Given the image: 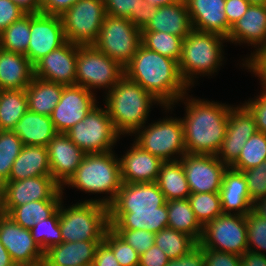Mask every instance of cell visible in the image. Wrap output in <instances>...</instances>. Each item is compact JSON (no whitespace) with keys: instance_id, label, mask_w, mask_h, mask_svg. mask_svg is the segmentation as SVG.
<instances>
[{"instance_id":"obj_7","label":"cell","mask_w":266,"mask_h":266,"mask_svg":"<svg viewBox=\"0 0 266 266\" xmlns=\"http://www.w3.org/2000/svg\"><path fill=\"white\" fill-rule=\"evenodd\" d=\"M63 202L58 208L63 242L104 240L110 228L107 206L94 201H80L66 208Z\"/></svg>"},{"instance_id":"obj_27","label":"cell","mask_w":266,"mask_h":266,"mask_svg":"<svg viewBox=\"0 0 266 266\" xmlns=\"http://www.w3.org/2000/svg\"><path fill=\"white\" fill-rule=\"evenodd\" d=\"M102 241L62 242L44 252L43 266L92 265Z\"/></svg>"},{"instance_id":"obj_37","label":"cell","mask_w":266,"mask_h":266,"mask_svg":"<svg viewBox=\"0 0 266 266\" xmlns=\"http://www.w3.org/2000/svg\"><path fill=\"white\" fill-rule=\"evenodd\" d=\"M154 244L172 260L187 254L198 243L191 236L167 227L155 234Z\"/></svg>"},{"instance_id":"obj_49","label":"cell","mask_w":266,"mask_h":266,"mask_svg":"<svg viewBox=\"0 0 266 266\" xmlns=\"http://www.w3.org/2000/svg\"><path fill=\"white\" fill-rule=\"evenodd\" d=\"M204 250V266H241V256L227 252Z\"/></svg>"},{"instance_id":"obj_61","label":"cell","mask_w":266,"mask_h":266,"mask_svg":"<svg viewBox=\"0 0 266 266\" xmlns=\"http://www.w3.org/2000/svg\"><path fill=\"white\" fill-rule=\"evenodd\" d=\"M254 210L263 218L266 219V197L262 200H259L254 204Z\"/></svg>"},{"instance_id":"obj_42","label":"cell","mask_w":266,"mask_h":266,"mask_svg":"<svg viewBox=\"0 0 266 266\" xmlns=\"http://www.w3.org/2000/svg\"><path fill=\"white\" fill-rule=\"evenodd\" d=\"M23 142L12 130L0 132V175L9 179L12 165L23 148Z\"/></svg>"},{"instance_id":"obj_35","label":"cell","mask_w":266,"mask_h":266,"mask_svg":"<svg viewBox=\"0 0 266 266\" xmlns=\"http://www.w3.org/2000/svg\"><path fill=\"white\" fill-rule=\"evenodd\" d=\"M28 111L26 90H0V126L2 130H12L20 118Z\"/></svg>"},{"instance_id":"obj_25","label":"cell","mask_w":266,"mask_h":266,"mask_svg":"<svg viewBox=\"0 0 266 266\" xmlns=\"http://www.w3.org/2000/svg\"><path fill=\"white\" fill-rule=\"evenodd\" d=\"M223 213L247 215L254 209L242 171L227 167L219 190Z\"/></svg>"},{"instance_id":"obj_63","label":"cell","mask_w":266,"mask_h":266,"mask_svg":"<svg viewBox=\"0 0 266 266\" xmlns=\"http://www.w3.org/2000/svg\"><path fill=\"white\" fill-rule=\"evenodd\" d=\"M7 179L0 175V200L3 202L6 196Z\"/></svg>"},{"instance_id":"obj_28","label":"cell","mask_w":266,"mask_h":266,"mask_svg":"<svg viewBox=\"0 0 266 266\" xmlns=\"http://www.w3.org/2000/svg\"><path fill=\"white\" fill-rule=\"evenodd\" d=\"M34 77V66L26 55L0 48V90L26 89Z\"/></svg>"},{"instance_id":"obj_41","label":"cell","mask_w":266,"mask_h":266,"mask_svg":"<svg viewBox=\"0 0 266 266\" xmlns=\"http://www.w3.org/2000/svg\"><path fill=\"white\" fill-rule=\"evenodd\" d=\"M30 231L34 241L43 252L54 245L61 244L63 239L59 226V209L48 219L35 224Z\"/></svg>"},{"instance_id":"obj_58","label":"cell","mask_w":266,"mask_h":266,"mask_svg":"<svg viewBox=\"0 0 266 266\" xmlns=\"http://www.w3.org/2000/svg\"><path fill=\"white\" fill-rule=\"evenodd\" d=\"M241 266H266V254L246 251L241 256Z\"/></svg>"},{"instance_id":"obj_20","label":"cell","mask_w":266,"mask_h":266,"mask_svg":"<svg viewBox=\"0 0 266 266\" xmlns=\"http://www.w3.org/2000/svg\"><path fill=\"white\" fill-rule=\"evenodd\" d=\"M63 190L51 175L7 181L3 206H21L38 200H63Z\"/></svg>"},{"instance_id":"obj_1","label":"cell","mask_w":266,"mask_h":266,"mask_svg":"<svg viewBox=\"0 0 266 266\" xmlns=\"http://www.w3.org/2000/svg\"><path fill=\"white\" fill-rule=\"evenodd\" d=\"M166 199L157 182L122 183L108 206L113 230H146L156 234L168 227Z\"/></svg>"},{"instance_id":"obj_23","label":"cell","mask_w":266,"mask_h":266,"mask_svg":"<svg viewBox=\"0 0 266 266\" xmlns=\"http://www.w3.org/2000/svg\"><path fill=\"white\" fill-rule=\"evenodd\" d=\"M126 152L119 158L122 183L157 182L163 163L161 159L135 142Z\"/></svg>"},{"instance_id":"obj_56","label":"cell","mask_w":266,"mask_h":266,"mask_svg":"<svg viewBox=\"0 0 266 266\" xmlns=\"http://www.w3.org/2000/svg\"><path fill=\"white\" fill-rule=\"evenodd\" d=\"M255 74L260 82L266 81V45L244 66Z\"/></svg>"},{"instance_id":"obj_65","label":"cell","mask_w":266,"mask_h":266,"mask_svg":"<svg viewBox=\"0 0 266 266\" xmlns=\"http://www.w3.org/2000/svg\"><path fill=\"white\" fill-rule=\"evenodd\" d=\"M5 215L3 202L0 200V219Z\"/></svg>"},{"instance_id":"obj_53","label":"cell","mask_w":266,"mask_h":266,"mask_svg":"<svg viewBox=\"0 0 266 266\" xmlns=\"http://www.w3.org/2000/svg\"><path fill=\"white\" fill-rule=\"evenodd\" d=\"M168 256L155 244L139 256V266H166Z\"/></svg>"},{"instance_id":"obj_33","label":"cell","mask_w":266,"mask_h":266,"mask_svg":"<svg viewBox=\"0 0 266 266\" xmlns=\"http://www.w3.org/2000/svg\"><path fill=\"white\" fill-rule=\"evenodd\" d=\"M157 184L166 201L187 199L191 194L180 160L166 161L160 168Z\"/></svg>"},{"instance_id":"obj_62","label":"cell","mask_w":266,"mask_h":266,"mask_svg":"<svg viewBox=\"0 0 266 266\" xmlns=\"http://www.w3.org/2000/svg\"><path fill=\"white\" fill-rule=\"evenodd\" d=\"M144 1L152 4L153 6L160 7L163 5L173 4V3L180 1V0H144Z\"/></svg>"},{"instance_id":"obj_24","label":"cell","mask_w":266,"mask_h":266,"mask_svg":"<svg viewBox=\"0 0 266 266\" xmlns=\"http://www.w3.org/2000/svg\"><path fill=\"white\" fill-rule=\"evenodd\" d=\"M194 30L228 38V21L224 13L226 0H184Z\"/></svg>"},{"instance_id":"obj_26","label":"cell","mask_w":266,"mask_h":266,"mask_svg":"<svg viewBox=\"0 0 266 266\" xmlns=\"http://www.w3.org/2000/svg\"><path fill=\"white\" fill-rule=\"evenodd\" d=\"M193 30L184 0L157 7L156 15L141 31L165 32L183 39Z\"/></svg>"},{"instance_id":"obj_50","label":"cell","mask_w":266,"mask_h":266,"mask_svg":"<svg viewBox=\"0 0 266 266\" xmlns=\"http://www.w3.org/2000/svg\"><path fill=\"white\" fill-rule=\"evenodd\" d=\"M25 14L11 0H0V33Z\"/></svg>"},{"instance_id":"obj_13","label":"cell","mask_w":266,"mask_h":266,"mask_svg":"<svg viewBox=\"0 0 266 266\" xmlns=\"http://www.w3.org/2000/svg\"><path fill=\"white\" fill-rule=\"evenodd\" d=\"M106 17L104 0H80L64 12L62 21L66 41L92 45Z\"/></svg>"},{"instance_id":"obj_4","label":"cell","mask_w":266,"mask_h":266,"mask_svg":"<svg viewBox=\"0 0 266 266\" xmlns=\"http://www.w3.org/2000/svg\"><path fill=\"white\" fill-rule=\"evenodd\" d=\"M104 99L114 128L120 136H132L146 125L153 104L162 107L149 92L125 75L107 92Z\"/></svg>"},{"instance_id":"obj_14","label":"cell","mask_w":266,"mask_h":266,"mask_svg":"<svg viewBox=\"0 0 266 266\" xmlns=\"http://www.w3.org/2000/svg\"><path fill=\"white\" fill-rule=\"evenodd\" d=\"M180 161L191 193H219L228 166L217 155L186 153Z\"/></svg>"},{"instance_id":"obj_30","label":"cell","mask_w":266,"mask_h":266,"mask_svg":"<svg viewBox=\"0 0 266 266\" xmlns=\"http://www.w3.org/2000/svg\"><path fill=\"white\" fill-rule=\"evenodd\" d=\"M12 131L21 139L23 145L47 147L57 134L50 116H43L28 110L16 123Z\"/></svg>"},{"instance_id":"obj_60","label":"cell","mask_w":266,"mask_h":266,"mask_svg":"<svg viewBox=\"0 0 266 266\" xmlns=\"http://www.w3.org/2000/svg\"><path fill=\"white\" fill-rule=\"evenodd\" d=\"M0 266H16L12 261L7 249L3 246L0 240Z\"/></svg>"},{"instance_id":"obj_44","label":"cell","mask_w":266,"mask_h":266,"mask_svg":"<svg viewBox=\"0 0 266 266\" xmlns=\"http://www.w3.org/2000/svg\"><path fill=\"white\" fill-rule=\"evenodd\" d=\"M113 251L121 266H139V254L126 243L111 227L107 230L103 240Z\"/></svg>"},{"instance_id":"obj_15","label":"cell","mask_w":266,"mask_h":266,"mask_svg":"<svg viewBox=\"0 0 266 266\" xmlns=\"http://www.w3.org/2000/svg\"><path fill=\"white\" fill-rule=\"evenodd\" d=\"M0 240L16 266L43 265L44 252L30 229L18 225L6 214L0 219Z\"/></svg>"},{"instance_id":"obj_52","label":"cell","mask_w":266,"mask_h":266,"mask_svg":"<svg viewBox=\"0 0 266 266\" xmlns=\"http://www.w3.org/2000/svg\"><path fill=\"white\" fill-rule=\"evenodd\" d=\"M166 266H204V250L197 244L187 254L169 260Z\"/></svg>"},{"instance_id":"obj_34","label":"cell","mask_w":266,"mask_h":266,"mask_svg":"<svg viewBox=\"0 0 266 266\" xmlns=\"http://www.w3.org/2000/svg\"><path fill=\"white\" fill-rule=\"evenodd\" d=\"M168 227L191 236L197 243L201 240L203 226L196 219L188 199L169 200Z\"/></svg>"},{"instance_id":"obj_9","label":"cell","mask_w":266,"mask_h":266,"mask_svg":"<svg viewBox=\"0 0 266 266\" xmlns=\"http://www.w3.org/2000/svg\"><path fill=\"white\" fill-rule=\"evenodd\" d=\"M124 75V67L120 63L93 45H78L76 85L84 87L93 94H95L94 89L104 88L107 94Z\"/></svg>"},{"instance_id":"obj_39","label":"cell","mask_w":266,"mask_h":266,"mask_svg":"<svg viewBox=\"0 0 266 266\" xmlns=\"http://www.w3.org/2000/svg\"><path fill=\"white\" fill-rule=\"evenodd\" d=\"M266 160V134L256 132L244 144L238 159L230 166L244 171L257 167Z\"/></svg>"},{"instance_id":"obj_29","label":"cell","mask_w":266,"mask_h":266,"mask_svg":"<svg viewBox=\"0 0 266 266\" xmlns=\"http://www.w3.org/2000/svg\"><path fill=\"white\" fill-rule=\"evenodd\" d=\"M45 175H51L47 147L24 145L12 165L7 181H18Z\"/></svg>"},{"instance_id":"obj_38","label":"cell","mask_w":266,"mask_h":266,"mask_svg":"<svg viewBox=\"0 0 266 266\" xmlns=\"http://www.w3.org/2000/svg\"><path fill=\"white\" fill-rule=\"evenodd\" d=\"M183 38L165 32L141 31V44L162 56L179 61Z\"/></svg>"},{"instance_id":"obj_12","label":"cell","mask_w":266,"mask_h":266,"mask_svg":"<svg viewBox=\"0 0 266 266\" xmlns=\"http://www.w3.org/2000/svg\"><path fill=\"white\" fill-rule=\"evenodd\" d=\"M198 244L202 248L242 256L248 251L246 216L222 213L203 226Z\"/></svg>"},{"instance_id":"obj_8","label":"cell","mask_w":266,"mask_h":266,"mask_svg":"<svg viewBox=\"0 0 266 266\" xmlns=\"http://www.w3.org/2000/svg\"><path fill=\"white\" fill-rule=\"evenodd\" d=\"M134 135L137 145L163 162L180 160L186 154L181 118L171 116L151 122L137 130Z\"/></svg>"},{"instance_id":"obj_31","label":"cell","mask_w":266,"mask_h":266,"mask_svg":"<svg viewBox=\"0 0 266 266\" xmlns=\"http://www.w3.org/2000/svg\"><path fill=\"white\" fill-rule=\"evenodd\" d=\"M64 85L34 76L27 86L28 110L43 116H51L58 104Z\"/></svg>"},{"instance_id":"obj_43","label":"cell","mask_w":266,"mask_h":266,"mask_svg":"<svg viewBox=\"0 0 266 266\" xmlns=\"http://www.w3.org/2000/svg\"><path fill=\"white\" fill-rule=\"evenodd\" d=\"M246 223L248 251L265 255L264 251H266V219L261 217L253 209L246 215Z\"/></svg>"},{"instance_id":"obj_51","label":"cell","mask_w":266,"mask_h":266,"mask_svg":"<svg viewBox=\"0 0 266 266\" xmlns=\"http://www.w3.org/2000/svg\"><path fill=\"white\" fill-rule=\"evenodd\" d=\"M250 5L247 0H226L224 13L228 21V36L232 26L242 17Z\"/></svg>"},{"instance_id":"obj_45","label":"cell","mask_w":266,"mask_h":266,"mask_svg":"<svg viewBox=\"0 0 266 266\" xmlns=\"http://www.w3.org/2000/svg\"><path fill=\"white\" fill-rule=\"evenodd\" d=\"M253 204L266 197V160L260 165L242 171Z\"/></svg>"},{"instance_id":"obj_64","label":"cell","mask_w":266,"mask_h":266,"mask_svg":"<svg viewBox=\"0 0 266 266\" xmlns=\"http://www.w3.org/2000/svg\"><path fill=\"white\" fill-rule=\"evenodd\" d=\"M250 4L266 5V0H247Z\"/></svg>"},{"instance_id":"obj_19","label":"cell","mask_w":266,"mask_h":266,"mask_svg":"<svg viewBox=\"0 0 266 266\" xmlns=\"http://www.w3.org/2000/svg\"><path fill=\"white\" fill-rule=\"evenodd\" d=\"M78 44L66 41L38 60L34 66V76L64 86L75 85Z\"/></svg>"},{"instance_id":"obj_48","label":"cell","mask_w":266,"mask_h":266,"mask_svg":"<svg viewBox=\"0 0 266 266\" xmlns=\"http://www.w3.org/2000/svg\"><path fill=\"white\" fill-rule=\"evenodd\" d=\"M144 3V0H104L106 15L128 19Z\"/></svg>"},{"instance_id":"obj_46","label":"cell","mask_w":266,"mask_h":266,"mask_svg":"<svg viewBox=\"0 0 266 266\" xmlns=\"http://www.w3.org/2000/svg\"><path fill=\"white\" fill-rule=\"evenodd\" d=\"M126 243L132 246L139 255L154 245L155 234L146 230H114Z\"/></svg>"},{"instance_id":"obj_11","label":"cell","mask_w":266,"mask_h":266,"mask_svg":"<svg viewBox=\"0 0 266 266\" xmlns=\"http://www.w3.org/2000/svg\"><path fill=\"white\" fill-rule=\"evenodd\" d=\"M92 45L125 67L141 45V30L128 18L106 15Z\"/></svg>"},{"instance_id":"obj_5","label":"cell","mask_w":266,"mask_h":266,"mask_svg":"<svg viewBox=\"0 0 266 266\" xmlns=\"http://www.w3.org/2000/svg\"><path fill=\"white\" fill-rule=\"evenodd\" d=\"M115 152L86 154L76 172L64 184L92 194H109L102 199H88L109 206L122 185L120 162ZM105 192V193H104Z\"/></svg>"},{"instance_id":"obj_32","label":"cell","mask_w":266,"mask_h":266,"mask_svg":"<svg viewBox=\"0 0 266 266\" xmlns=\"http://www.w3.org/2000/svg\"><path fill=\"white\" fill-rule=\"evenodd\" d=\"M62 200H38L21 206H3L4 212L23 228L31 229L35 224L51 217Z\"/></svg>"},{"instance_id":"obj_21","label":"cell","mask_w":266,"mask_h":266,"mask_svg":"<svg viewBox=\"0 0 266 266\" xmlns=\"http://www.w3.org/2000/svg\"><path fill=\"white\" fill-rule=\"evenodd\" d=\"M227 41L256 48L250 57L243 59L242 67L245 66L266 45V5L251 4L232 26Z\"/></svg>"},{"instance_id":"obj_16","label":"cell","mask_w":266,"mask_h":266,"mask_svg":"<svg viewBox=\"0 0 266 266\" xmlns=\"http://www.w3.org/2000/svg\"><path fill=\"white\" fill-rule=\"evenodd\" d=\"M97 103L95 94L84 87L76 84L64 86L50 116L57 133H66L82 121Z\"/></svg>"},{"instance_id":"obj_10","label":"cell","mask_w":266,"mask_h":266,"mask_svg":"<svg viewBox=\"0 0 266 266\" xmlns=\"http://www.w3.org/2000/svg\"><path fill=\"white\" fill-rule=\"evenodd\" d=\"M65 134L86 154L112 151L121 137L114 128L107 108L98 107V104Z\"/></svg>"},{"instance_id":"obj_40","label":"cell","mask_w":266,"mask_h":266,"mask_svg":"<svg viewBox=\"0 0 266 266\" xmlns=\"http://www.w3.org/2000/svg\"><path fill=\"white\" fill-rule=\"evenodd\" d=\"M187 199L202 226L223 213L219 193H191Z\"/></svg>"},{"instance_id":"obj_36","label":"cell","mask_w":266,"mask_h":266,"mask_svg":"<svg viewBox=\"0 0 266 266\" xmlns=\"http://www.w3.org/2000/svg\"><path fill=\"white\" fill-rule=\"evenodd\" d=\"M30 42V14L23 15L0 33V48L26 54Z\"/></svg>"},{"instance_id":"obj_17","label":"cell","mask_w":266,"mask_h":266,"mask_svg":"<svg viewBox=\"0 0 266 266\" xmlns=\"http://www.w3.org/2000/svg\"><path fill=\"white\" fill-rule=\"evenodd\" d=\"M65 42L60 16L30 14V42L25 55L33 65Z\"/></svg>"},{"instance_id":"obj_18","label":"cell","mask_w":266,"mask_h":266,"mask_svg":"<svg viewBox=\"0 0 266 266\" xmlns=\"http://www.w3.org/2000/svg\"><path fill=\"white\" fill-rule=\"evenodd\" d=\"M256 132V123L250 111L243 104L236 107L232 105L218 159L230 167L238 159L244 144Z\"/></svg>"},{"instance_id":"obj_59","label":"cell","mask_w":266,"mask_h":266,"mask_svg":"<svg viewBox=\"0 0 266 266\" xmlns=\"http://www.w3.org/2000/svg\"><path fill=\"white\" fill-rule=\"evenodd\" d=\"M26 14H36L41 11V0H11Z\"/></svg>"},{"instance_id":"obj_3","label":"cell","mask_w":266,"mask_h":266,"mask_svg":"<svg viewBox=\"0 0 266 266\" xmlns=\"http://www.w3.org/2000/svg\"><path fill=\"white\" fill-rule=\"evenodd\" d=\"M187 95L178 100L186 106L185 117L181 118L186 153L217 155L225 138L232 106Z\"/></svg>"},{"instance_id":"obj_47","label":"cell","mask_w":266,"mask_h":266,"mask_svg":"<svg viewBox=\"0 0 266 266\" xmlns=\"http://www.w3.org/2000/svg\"><path fill=\"white\" fill-rule=\"evenodd\" d=\"M261 94L242 103L253 115L257 132L266 134V82H261Z\"/></svg>"},{"instance_id":"obj_2","label":"cell","mask_w":266,"mask_h":266,"mask_svg":"<svg viewBox=\"0 0 266 266\" xmlns=\"http://www.w3.org/2000/svg\"><path fill=\"white\" fill-rule=\"evenodd\" d=\"M124 71L129 80L142 86L168 113L190 90L181 77L178 61L151 51L142 44Z\"/></svg>"},{"instance_id":"obj_22","label":"cell","mask_w":266,"mask_h":266,"mask_svg":"<svg viewBox=\"0 0 266 266\" xmlns=\"http://www.w3.org/2000/svg\"><path fill=\"white\" fill-rule=\"evenodd\" d=\"M51 176L62 186L76 172L86 153L65 133H57L47 145Z\"/></svg>"},{"instance_id":"obj_55","label":"cell","mask_w":266,"mask_h":266,"mask_svg":"<svg viewBox=\"0 0 266 266\" xmlns=\"http://www.w3.org/2000/svg\"><path fill=\"white\" fill-rule=\"evenodd\" d=\"M157 7L145 2L138 11H133L129 20L140 30L156 15Z\"/></svg>"},{"instance_id":"obj_6","label":"cell","mask_w":266,"mask_h":266,"mask_svg":"<svg viewBox=\"0 0 266 266\" xmlns=\"http://www.w3.org/2000/svg\"><path fill=\"white\" fill-rule=\"evenodd\" d=\"M226 40L221 35L194 29L183 39L178 65L181 77L190 89L197 76H212L223 65Z\"/></svg>"},{"instance_id":"obj_57","label":"cell","mask_w":266,"mask_h":266,"mask_svg":"<svg viewBox=\"0 0 266 266\" xmlns=\"http://www.w3.org/2000/svg\"><path fill=\"white\" fill-rule=\"evenodd\" d=\"M92 266H121L116 260L112 249L104 242H100L96 249Z\"/></svg>"},{"instance_id":"obj_54","label":"cell","mask_w":266,"mask_h":266,"mask_svg":"<svg viewBox=\"0 0 266 266\" xmlns=\"http://www.w3.org/2000/svg\"><path fill=\"white\" fill-rule=\"evenodd\" d=\"M80 0H41L40 13L61 16Z\"/></svg>"}]
</instances>
